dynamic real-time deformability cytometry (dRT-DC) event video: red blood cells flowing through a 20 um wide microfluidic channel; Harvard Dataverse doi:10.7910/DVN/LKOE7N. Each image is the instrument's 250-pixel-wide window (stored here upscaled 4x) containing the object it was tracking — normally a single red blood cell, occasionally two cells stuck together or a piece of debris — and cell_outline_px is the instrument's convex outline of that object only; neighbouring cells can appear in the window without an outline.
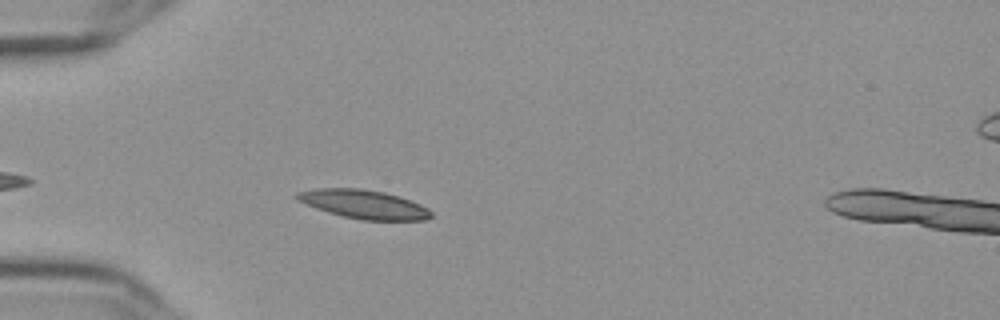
{"species": "Egyptian fruit bat (a non-hibernating species)", "species_latin": "Rousettus aegyptiacus", "temperature_condition": "cold", "stored_images_in_passage": 43, "camera_frame_rate_fps": 3000, "um_per_image_px": 0.085, "frame": {"image": 1, "passage_image": 6, "time_ms": 1.667, "image_size_px": [1000, 320], "cell_outline_px": [[432, 216], [428, 220], [364, 220], [344, 216], [328, 212], [316, 208], [296, 200], [292, 196], [296, 192], [316, 188], [360, 188], [384, 192], [400, 196], [420, 204], [428, 208], [432, 212]], "centroid_in_image_um": [30.91, 17.35], "position_along_channel_um": 54.1, "area_um2": 22.6}}
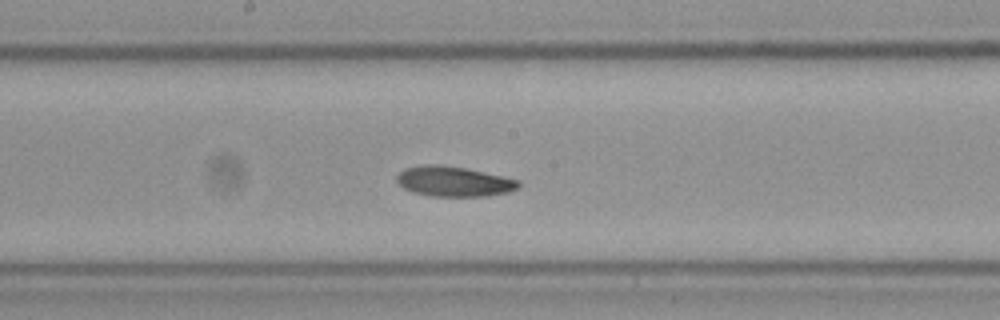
{"frame": {"image": 2, "passage_image": 20, "time_ms": 6.333, "image_size_px": [1000, 320], "cell_outline_px": [[520, 184], [516, 188], [508, 192], [488, 196], [428, 196], [412, 192], [404, 188], [396, 180], [396, 176], [404, 168], [420, 164], [440, 164], [464, 168], [520, 180]], "centroid_in_image_um": [38.52, 15.42], "position_along_channel_um": 209.7, "area_um2": 21.39}}
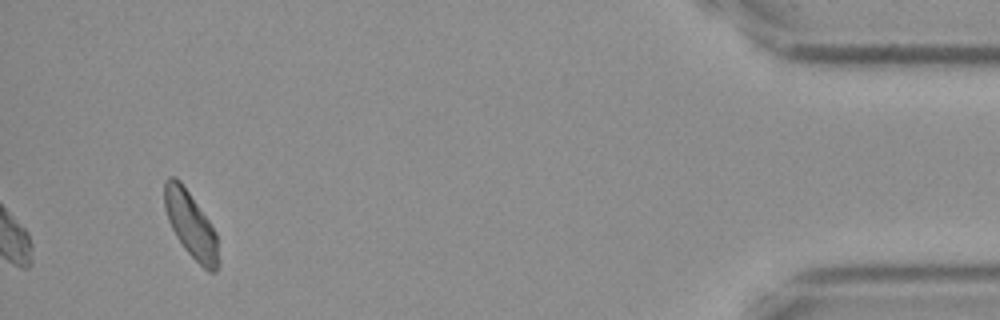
{"frame": {"image": 3, "passage_image": 43, "time_ms": 14.0, "image_size_px": [1000, 320], "cell_outline_px": [[216, 272], [208, 272], [184, 248], [176, 236], [168, 220], [164, 208], [164, 180], [168, 176], [176, 176], [180, 180], [208, 220], [216, 232]], "centroid_in_image_um": [16.15, 19.02], "position_along_channel_um": 419.0, "area_um2": 20.17}, "authors_computed_cell_mechanics": {"area_um2": 21.0392, "velocity_mm_per_s": 3.5894, "shape_relaxation_time_tau1_ms": 1.439, "shape_relaxation_time_tau2_ms": 10.1001, "deformation_change_tau1": 0.0978, "deformation_change_tau2": 0.2276}}